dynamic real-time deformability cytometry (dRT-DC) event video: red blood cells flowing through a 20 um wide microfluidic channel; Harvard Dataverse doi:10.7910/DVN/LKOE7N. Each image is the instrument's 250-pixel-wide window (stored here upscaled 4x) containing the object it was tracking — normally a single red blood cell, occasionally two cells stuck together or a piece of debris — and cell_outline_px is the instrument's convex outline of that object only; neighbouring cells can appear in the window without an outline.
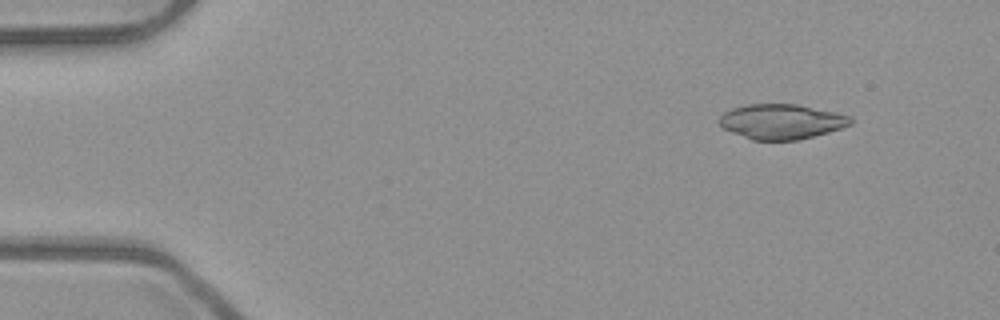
{"species": "common noctule bat (a hibernating species)", "species_latin": "Nyctalus noctula", "temperature_condition": "room temperature", "stored_images_in_passage": 4, "camera_frame_rate_fps": 3000, "um_per_image_px": 0.085, "animal": {"sex": "male", "body_mass_g": 23.1, "forearm_length_mm": 52.7}, "frame": {"image": 1, "passage_image": 2, "time_ms": 0.333, "image_size_px": [1000, 320], "cell_outline_px": [[852, 124], [828, 132], [796, 140], [752, 140], [732, 132], [724, 128], [716, 120], [724, 112], [732, 108], [748, 104], [796, 104], [852, 116]], "centroid_in_image_um": [66.4, 10.33], "position_along_channel_um": 18.6, "area_um2": 26.59}}